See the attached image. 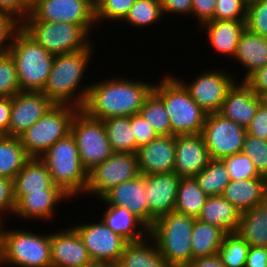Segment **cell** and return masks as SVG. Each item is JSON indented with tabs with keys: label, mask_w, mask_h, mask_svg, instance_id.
<instances>
[{
	"label": "cell",
	"mask_w": 267,
	"mask_h": 267,
	"mask_svg": "<svg viewBox=\"0 0 267 267\" xmlns=\"http://www.w3.org/2000/svg\"><path fill=\"white\" fill-rule=\"evenodd\" d=\"M90 84L86 101L81 110L89 117L105 120L110 117L139 114L146 97L153 90V83L143 80L112 76Z\"/></svg>",
	"instance_id": "cell-1"
},
{
	"label": "cell",
	"mask_w": 267,
	"mask_h": 267,
	"mask_svg": "<svg viewBox=\"0 0 267 267\" xmlns=\"http://www.w3.org/2000/svg\"><path fill=\"white\" fill-rule=\"evenodd\" d=\"M94 44L88 48L55 55L51 72L42 93L55 105H71L82 109L90 84L81 85L86 79ZM86 73V74H85ZM82 86V87H81Z\"/></svg>",
	"instance_id": "cell-2"
},
{
	"label": "cell",
	"mask_w": 267,
	"mask_h": 267,
	"mask_svg": "<svg viewBox=\"0 0 267 267\" xmlns=\"http://www.w3.org/2000/svg\"><path fill=\"white\" fill-rule=\"evenodd\" d=\"M174 74H165L153 85V92L163 101L171 124V135L200 134L207 114L191 98Z\"/></svg>",
	"instance_id": "cell-3"
},
{
	"label": "cell",
	"mask_w": 267,
	"mask_h": 267,
	"mask_svg": "<svg viewBox=\"0 0 267 267\" xmlns=\"http://www.w3.org/2000/svg\"><path fill=\"white\" fill-rule=\"evenodd\" d=\"M33 231L0 225V267H52L50 233Z\"/></svg>",
	"instance_id": "cell-4"
},
{
	"label": "cell",
	"mask_w": 267,
	"mask_h": 267,
	"mask_svg": "<svg viewBox=\"0 0 267 267\" xmlns=\"http://www.w3.org/2000/svg\"><path fill=\"white\" fill-rule=\"evenodd\" d=\"M40 159L46 164L53 184L66 195L71 199L84 195L88 172L81 163L77 144L71 133L58 140Z\"/></svg>",
	"instance_id": "cell-5"
},
{
	"label": "cell",
	"mask_w": 267,
	"mask_h": 267,
	"mask_svg": "<svg viewBox=\"0 0 267 267\" xmlns=\"http://www.w3.org/2000/svg\"><path fill=\"white\" fill-rule=\"evenodd\" d=\"M195 219L174 210L156 219L149 229V236L172 267H185L194 260L191 239Z\"/></svg>",
	"instance_id": "cell-6"
},
{
	"label": "cell",
	"mask_w": 267,
	"mask_h": 267,
	"mask_svg": "<svg viewBox=\"0 0 267 267\" xmlns=\"http://www.w3.org/2000/svg\"><path fill=\"white\" fill-rule=\"evenodd\" d=\"M8 53L15 62L20 91L42 92L55 55L43 49L21 28L14 34Z\"/></svg>",
	"instance_id": "cell-7"
},
{
	"label": "cell",
	"mask_w": 267,
	"mask_h": 267,
	"mask_svg": "<svg viewBox=\"0 0 267 267\" xmlns=\"http://www.w3.org/2000/svg\"><path fill=\"white\" fill-rule=\"evenodd\" d=\"M79 109L71 105H53L19 139L30 158H40L58 140L70 133L71 122Z\"/></svg>",
	"instance_id": "cell-8"
},
{
	"label": "cell",
	"mask_w": 267,
	"mask_h": 267,
	"mask_svg": "<svg viewBox=\"0 0 267 267\" xmlns=\"http://www.w3.org/2000/svg\"><path fill=\"white\" fill-rule=\"evenodd\" d=\"M21 29L53 55L73 53L88 48L91 34L81 25L55 22H21Z\"/></svg>",
	"instance_id": "cell-9"
},
{
	"label": "cell",
	"mask_w": 267,
	"mask_h": 267,
	"mask_svg": "<svg viewBox=\"0 0 267 267\" xmlns=\"http://www.w3.org/2000/svg\"><path fill=\"white\" fill-rule=\"evenodd\" d=\"M70 133L76 141L81 163L87 172L113 153L102 120L89 117L81 109L72 119Z\"/></svg>",
	"instance_id": "cell-10"
},
{
	"label": "cell",
	"mask_w": 267,
	"mask_h": 267,
	"mask_svg": "<svg viewBox=\"0 0 267 267\" xmlns=\"http://www.w3.org/2000/svg\"><path fill=\"white\" fill-rule=\"evenodd\" d=\"M140 175L136 153L113 152L106 160L88 172L84 195L101 199L117 185Z\"/></svg>",
	"instance_id": "cell-11"
},
{
	"label": "cell",
	"mask_w": 267,
	"mask_h": 267,
	"mask_svg": "<svg viewBox=\"0 0 267 267\" xmlns=\"http://www.w3.org/2000/svg\"><path fill=\"white\" fill-rule=\"evenodd\" d=\"M22 22H61L83 26L91 35L97 28L95 11L86 0H36Z\"/></svg>",
	"instance_id": "cell-12"
},
{
	"label": "cell",
	"mask_w": 267,
	"mask_h": 267,
	"mask_svg": "<svg viewBox=\"0 0 267 267\" xmlns=\"http://www.w3.org/2000/svg\"><path fill=\"white\" fill-rule=\"evenodd\" d=\"M211 68L200 71V74L194 76L192 81L178 80L190 93L191 98L202 108L206 113L219 112L223 101L226 98L227 91L234 84L239 81V75L230 73V70L225 68L219 69ZM213 69V70H212ZM227 70V71H225ZM238 76V78H237ZM184 81V82H183Z\"/></svg>",
	"instance_id": "cell-13"
},
{
	"label": "cell",
	"mask_w": 267,
	"mask_h": 267,
	"mask_svg": "<svg viewBox=\"0 0 267 267\" xmlns=\"http://www.w3.org/2000/svg\"><path fill=\"white\" fill-rule=\"evenodd\" d=\"M247 129L220 113H208L201 135L212 160L240 153L243 148Z\"/></svg>",
	"instance_id": "cell-14"
},
{
	"label": "cell",
	"mask_w": 267,
	"mask_h": 267,
	"mask_svg": "<svg viewBox=\"0 0 267 267\" xmlns=\"http://www.w3.org/2000/svg\"><path fill=\"white\" fill-rule=\"evenodd\" d=\"M84 222L83 220V224L81 222L73 227L83 240L90 259L116 265L128 242L114 233L102 220Z\"/></svg>",
	"instance_id": "cell-15"
},
{
	"label": "cell",
	"mask_w": 267,
	"mask_h": 267,
	"mask_svg": "<svg viewBox=\"0 0 267 267\" xmlns=\"http://www.w3.org/2000/svg\"><path fill=\"white\" fill-rule=\"evenodd\" d=\"M105 205L119 206L139 218L150 229L155 219L150 215V204L145 195V175L125 181L108 191L101 199Z\"/></svg>",
	"instance_id": "cell-16"
},
{
	"label": "cell",
	"mask_w": 267,
	"mask_h": 267,
	"mask_svg": "<svg viewBox=\"0 0 267 267\" xmlns=\"http://www.w3.org/2000/svg\"><path fill=\"white\" fill-rule=\"evenodd\" d=\"M54 104L42 93L20 91L12 97L8 136L19 137Z\"/></svg>",
	"instance_id": "cell-17"
},
{
	"label": "cell",
	"mask_w": 267,
	"mask_h": 267,
	"mask_svg": "<svg viewBox=\"0 0 267 267\" xmlns=\"http://www.w3.org/2000/svg\"><path fill=\"white\" fill-rule=\"evenodd\" d=\"M50 253L52 267H83L92 261L73 226L50 232Z\"/></svg>",
	"instance_id": "cell-18"
},
{
	"label": "cell",
	"mask_w": 267,
	"mask_h": 267,
	"mask_svg": "<svg viewBox=\"0 0 267 267\" xmlns=\"http://www.w3.org/2000/svg\"><path fill=\"white\" fill-rule=\"evenodd\" d=\"M176 135H159L138 148L139 172L142 175L173 173L175 169Z\"/></svg>",
	"instance_id": "cell-19"
},
{
	"label": "cell",
	"mask_w": 267,
	"mask_h": 267,
	"mask_svg": "<svg viewBox=\"0 0 267 267\" xmlns=\"http://www.w3.org/2000/svg\"><path fill=\"white\" fill-rule=\"evenodd\" d=\"M15 210L13 215L25 221L28 219L49 222L55 217L59 202H69L70 197L61 189H44L43 192H29L27 195H14ZM58 205V206H57ZM51 219V220H50Z\"/></svg>",
	"instance_id": "cell-20"
},
{
	"label": "cell",
	"mask_w": 267,
	"mask_h": 267,
	"mask_svg": "<svg viewBox=\"0 0 267 267\" xmlns=\"http://www.w3.org/2000/svg\"><path fill=\"white\" fill-rule=\"evenodd\" d=\"M211 160L203 136L176 135L175 169L178 177H195Z\"/></svg>",
	"instance_id": "cell-21"
},
{
	"label": "cell",
	"mask_w": 267,
	"mask_h": 267,
	"mask_svg": "<svg viewBox=\"0 0 267 267\" xmlns=\"http://www.w3.org/2000/svg\"><path fill=\"white\" fill-rule=\"evenodd\" d=\"M261 104L260 96L255 94L244 81H235L229 88L218 113L247 128Z\"/></svg>",
	"instance_id": "cell-22"
},
{
	"label": "cell",
	"mask_w": 267,
	"mask_h": 267,
	"mask_svg": "<svg viewBox=\"0 0 267 267\" xmlns=\"http://www.w3.org/2000/svg\"><path fill=\"white\" fill-rule=\"evenodd\" d=\"M179 180L174 172L145 175V195L155 220L174 211Z\"/></svg>",
	"instance_id": "cell-23"
},
{
	"label": "cell",
	"mask_w": 267,
	"mask_h": 267,
	"mask_svg": "<svg viewBox=\"0 0 267 267\" xmlns=\"http://www.w3.org/2000/svg\"><path fill=\"white\" fill-rule=\"evenodd\" d=\"M207 35L208 45L215 53L234 58L240 37L246 29L245 21L238 20H211L198 26Z\"/></svg>",
	"instance_id": "cell-24"
},
{
	"label": "cell",
	"mask_w": 267,
	"mask_h": 267,
	"mask_svg": "<svg viewBox=\"0 0 267 267\" xmlns=\"http://www.w3.org/2000/svg\"><path fill=\"white\" fill-rule=\"evenodd\" d=\"M221 196L240 213L250 210L267 199V178L231 180Z\"/></svg>",
	"instance_id": "cell-25"
},
{
	"label": "cell",
	"mask_w": 267,
	"mask_h": 267,
	"mask_svg": "<svg viewBox=\"0 0 267 267\" xmlns=\"http://www.w3.org/2000/svg\"><path fill=\"white\" fill-rule=\"evenodd\" d=\"M105 207L100 219L128 243L140 242L149 237L148 227L127 209L111 205Z\"/></svg>",
	"instance_id": "cell-26"
},
{
	"label": "cell",
	"mask_w": 267,
	"mask_h": 267,
	"mask_svg": "<svg viewBox=\"0 0 267 267\" xmlns=\"http://www.w3.org/2000/svg\"><path fill=\"white\" fill-rule=\"evenodd\" d=\"M233 59L245 70L241 78L244 81L254 71L267 65V37H262L246 28L240 37Z\"/></svg>",
	"instance_id": "cell-27"
},
{
	"label": "cell",
	"mask_w": 267,
	"mask_h": 267,
	"mask_svg": "<svg viewBox=\"0 0 267 267\" xmlns=\"http://www.w3.org/2000/svg\"><path fill=\"white\" fill-rule=\"evenodd\" d=\"M14 195L43 192L44 189H60L52 182L46 164L40 158H30L13 180Z\"/></svg>",
	"instance_id": "cell-28"
},
{
	"label": "cell",
	"mask_w": 267,
	"mask_h": 267,
	"mask_svg": "<svg viewBox=\"0 0 267 267\" xmlns=\"http://www.w3.org/2000/svg\"><path fill=\"white\" fill-rule=\"evenodd\" d=\"M116 267L172 266L162 257L161 253L158 250L157 244L149 236L140 242L127 243L120 255Z\"/></svg>",
	"instance_id": "cell-29"
},
{
	"label": "cell",
	"mask_w": 267,
	"mask_h": 267,
	"mask_svg": "<svg viewBox=\"0 0 267 267\" xmlns=\"http://www.w3.org/2000/svg\"><path fill=\"white\" fill-rule=\"evenodd\" d=\"M240 214V211L221 195L208 196L197 219L230 233L237 231Z\"/></svg>",
	"instance_id": "cell-30"
},
{
	"label": "cell",
	"mask_w": 267,
	"mask_h": 267,
	"mask_svg": "<svg viewBox=\"0 0 267 267\" xmlns=\"http://www.w3.org/2000/svg\"><path fill=\"white\" fill-rule=\"evenodd\" d=\"M236 232L249 246L267 247V199L240 214Z\"/></svg>",
	"instance_id": "cell-31"
},
{
	"label": "cell",
	"mask_w": 267,
	"mask_h": 267,
	"mask_svg": "<svg viewBox=\"0 0 267 267\" xmlns=\"http://www.w3.org/2000/svg\"><path fill=\"white\" fill-rule=\"evenodd\" d=\"M225 234L221 228L195 219L191 239L193 259L218 255Z\"/></svg>",
	"instance_id": "cell-32"
},
{
	"label": "cell",
	"mask_w": 267,
	"mask_h": 267,
	"mask_svg": "<svg viewBox=\"0 0 267 267\" xmlns=\"http://www.w3.org/2000/svg\"><path fill=\"white\" fill-rule=\"evenodd\" d=\"M207 198L195 177H181L174 210L197 219Z\"/></svg>",
	"instance_id": "cell-33"
},
{
	"label": "cell",
	"mask_w": 267,
	"mask_h": 267,
	"mask_svg": "<svg viewBox=\"0 0 267 267\" xmlns=\"http://www.w3.org/2000/svg\"><path fill=\"white\" fill-rule=\"evenodd\" d=\"M102 122L113 152L136 153L131 116L110 117Z\"/></svg>",
	"instance_id": "cell-34"
},
{
	"label": "cell",
	"mask_w": 267,
	"mask_h": 267,
	"mask_svg": "<svg viewBox=\"0 0 267 267\" xmlns=\"http://www.w3.org/2000/svg\"><path fill=\"white\" fill-rule=\"evenodd\" d=\"M29 159L19 137L0 136V176L14 180Z\"/></svg>",
	"instance_id": "cell-35"
},
{
	"label": "cell",
	"mask_w": 267,
	"mask_h": 267,
	"mask_svg": "<svg viewBox=\"0 0 267 267\" xmlns=\"http://www.w3.org/2000/svg\"><path fill=\"white\" fill-rule=\"evenodd\" d=\"M199 187L207 196L221 195L231 181L224 163L221 160H210L208 165L195 176Z\"/></svg>",
	"instance_id": "cell-36"
},
{
	"label": "cell",
	"mask_w": 267,
	"mask_h": 267,
	"mask_svg": "<svg viewBox=\"0 0 267 267\" xmlns=\"http://www.w3.org/2000/svg\"><path fill=\"white\" fill-rule=\"evenodd\" d=\"M164 18L160 0H136L123 20L134 28H147Z\"/></svg>",
	"instance_id": "cell-37"
},
{
	"label": "cell",
	"mask_w": 267,
	"mask_h": 267,
	"mask_svg": "<svg viewBox=\"0 0 267 267\" xmlns=\"http://www.w3.org/2000/svg\"><path fill=\"white\" fill-rule=\"evenodd\" d=\"M139 114L158 135H171V124L166 108L153 91L146 97Z\"/></svg>",
	"instance_id": "cell-38"
},
{
	"label": "cell",
	"mask_w": 267,
	"mask_h": 267,
	"mask_svg": "<svg viewBox=\"0 0 267 267\" xmlns=\"http://www.w3.org/2000/svg\"><path fill=\"white\" fill-rule=\"evenodd\" d=\"M249 244L237 233H226L218 256L224 267H245Z\"/></svg>",
	"instance_id": "cell-39"
},
{
	"label": "cell",
	"mask_w": 267,
	"mask_h": 267,
	"mask_svg": "<svg viewBox=\"0 0 267 267\" xmlns=\"http://www.w3.org/2000/svg\"><path fill=\"white\" fill-rule=\"evenodd\" d=\"M224 163L231 180L262 177L252 160L242 152L221 159Z\"/></svg>",
	"instance_id": "cell-40"
},
{
	"label": "cell",
	"mask_w": 267,
	"mask_h": 267,
	"mask_svg": "<svg viewBox=\"0 0 267 267\" xmlns=\"http://www.w3.org/2000/svg\"><path fill=\"white\" fill-rule=\"evenodd\" d=\"M20 92L15 62L10 54H0V97H13Z\"/></svg>",
	"instance_id": "cell-41"
},
{
	"label": "cell",
	"mask_w": 267,
	"mask_h": 267,
	"mask_svg": "<svg viewBox=\"0 0 267 267\" xmlns=\"http://www.w3.org/2000/svg\"><path fill=\"white\" fill-rule=\"evenodd\" d=\"M241 152L252 160L258 173L267 178V140L246 134Z\"/></svg>",
	"instance_id": "cell-42"
},
{
	"label": "cell",
	"mask_w": 267,
	"mask_h": 267,
	"mask_svg": "<svg viewBox=\"0 0 267 267\" xmlns=\"http://www.w3.org/2000/svg\"><path fill=\"white\" fill-rule=\"evenodd\" d=\"M136 0H107L95 11L96 25L99 22H123Z\"/></svg>",
	"instance_id": "cell-43"
},
{
	"label": "cell",
	"mask_w": 267,
	"mask_h": 267,
	"mask_svg": "<svg viewBox=\"0 0 267 267\" xmlns=\"http://www.w3.org/2000/svg\"><path fill=\"white\" fill-rule=\"evenodd\" d=\"M245 22L248 30L267 37V0H261L248 6Z\"/></svg>",
	"instance_id": "cell-44"
},
{
	"label": "cell",
	"mask_w": 267,
	"mask_h": 267,
	"mask_svg": "<svg viewBox=\"0 0 267 267\" xmlns=\"http://www.w3.org/2000/svg\"><path fill=\"white\" fill-rule=\"evenodd\" d=\"M247 8L243 0H217L212 20L246 21Z\"/></svg>",
	"instance_id": "cell-45"
},
{
	"label": "cell",
	"mask_w": 267,
	"mask_h": 267,
	"mask_svg": "<svg viewBox=\"0 0 267 267\" xmlns=\"http://www.w3.org/2000/svg\"><path fill=\"white\" fill-rule=\"evenodd\" d=\"M21 28V22L9 13L0 11V54L7 53L14 34Z\"/></svg>",
	"instance_id": "cell-46"
},
{
	"label": "cell",
	"mask_w": 267,
	"mask_h": 267,
	"mask_svg": "<svg viewBox=\"0 0 267 267\" xmlns=\"http://www.w3.org/2000/svg\"><path fill=\"white\" fill-rule=\"evenodd\" d=\"M131 127L136 137V152L139 147L148 144L159 136L140 114L131 116Z\"/></svg>",
	"instance_id": "cell-47"
},
{
	"label": "cell",
	"mask_w": 267,
	"mask_h": 267,
	"mask_svg": "<svg viewBox=\"0 0 267 267\" xmlns=\"http://www.w3.org/2000/svg\"><path fill=\"white\" fill-rule=\"evenodd\" d=\"M14 210L15 199L13 180L0 176V225L4 223L7 214L13 216Z\"/></svg>",
	"instance_id": "cell-48"
},
{
	"label": "cell",
	"mask_w": 267,
	"mask_h": 267,
	"mask_svg": "<svg viewBox=\"0 0 267 267\" xmlns=\"http://www.w3.org/2000/svg\"><path fill=\"white\" fill-rule=\"evenodd\" d=\"M217 0H193L191 16L194 15L198 25H202L214 18V10Z\"/></svg>",
	"instance_id": "cell-49"
},
{
	"label": "cell",
	"mask_w": 267,
	"mask_h": 267,
	"mask_svg": "<svg viewBox=\"0 0 267 267\" xmlns=\"http://www.w3.org/2000/svg\"><path fill=\"white\" fill-rule=\"evenodd\" d=\"M246 129L247 134L267 140V107L260 104L255 116Z\"/></svg>",
	"instance_id": "cell-50"
},
{
	"label": "cell",
	"mask_w": 267,
	"mask_h": 267,
	"mask_svg": "<svg viewBox=\"0 0 267 267\" xmlns=\"http://www.w3.org/2000/svg\"><path fill=\"white\" fill-rule=\"evenodd\" d=\"M0 11L11 14L22 22L31 11V4L27 0H0Z\"/></svg>",
	"instance_id": "cell-51"
},
{
	"label": "cell",
	"mask_w": 267,
	"mask_h": 267,
	"mask_svg": "<svg viewBox=\"0 0 267 267\" xmlns=\"http://www.w3.org/2000/svg\"><path fill=\"white\" fill-rule=\"evenodd\" d=\"M162 5L163 15L168 16V13L180 16H191L193 0H160Z\"/></svg>",
	"instance_id": "cell-52"
},
{
	"label": "cell",
	"mask_w": 267,
	"mask_h": 267,
	"mask_svg": "<svg viewBox=\"0 0 267 267\" xmlns=\"http://www.w3.org/2000/svg\"><path fill=\"white\" fill-rule=\"evenodd\" d=\"M244 82L258 96L267 92V65L254 71L244 80Z\"/></svg>",
	"instance_id": "cell-53"
},
{
	"label": "cell",
	"mask_w": 267,
	"mask_h": 267,
	"mask_svg": "<svg viewBox=\"0 0 267 267\" xmlns=\"http://www.w3.org/2000/svg\"><path fill=\"white\" fill-rule=\"evenodd\" d=\"M245 267H267V247L250 246Z\"/></svg>",
	"instance_id": "cell-54"
},
{
	"label": "cell",
	"mask_w": 267,
	"mask_h": 267,
	"mask_svg": "<svg viewBox=\"0 0 267 267\" xmlns=\"http://www.w3.org/2000/svg\"><path fill=\"white\" fill-rule=\"evenodd\" d=\"M12 97H0V136H8Z\"/></svg>",
	"instance_id": "cell-55"
},
{
	"label": "cell",
	"mask_w": 267,
	"mask_h": 267,
	"mask_svg": "<svg viewBox=\"0 0 267 267\" xmlns=\"http://www.w3.org/2000/svg\"><path fill=\"white\" fill-rule=\"evenodd\" d=\"M185 267H224L218 255L212 257L194 259Z\"/></svg>",
	"instance_id": "cell-56"
},
{
	"label": "cell",
	"mask_w": 267,
	"mask_h": 267,
	"mask_svg": "<svg viewBox=\"0 0 267 267\" xmlns=\"http://www.w3.org/2000/svg\"><path fill=\"white\" fill-rule=\"evenodd\" d=\"M83 267H116V265L106 263V262L91 261L89 264H87Z\"/></svg>",
	"instance_id": "cell-57"
},
{
	"label": "cell",
	"mask_w": 267,
	"mask_h": 267,
	"mask_svg": "<svg viewBox=\"0 0 267 267\" xmlns=\"http://www.w3.org/2000/svg\"><path fill=\"white\" fill-rule=\"evenodd\" d=\"M106 1L107 0H92V2L90 3V6L94 11H96Z\"/></svg>",
	"instance_id": "cell-58"
},
{
	"label": "cell",
	"mask_w": 267,
	"mask_h": 267,
	"mask_svg": "<svg viewBox=\"0 0 267 267\" xmlns=\"http://www.w3.org/2000/svg\"><path fill=\"white\" fill-rule=\"evenodd\" d=\"M261 104L267 107V92L260 95Z\"/></svg>",
	"instance_id": "cell-59"
},
{
	"label": "cell",
	"mask_w": 267,
	"mask_h": 267,
	"mask_svg": "<svg viewBox=\"0 0 267 267\" xmlns=\"http://www.w3.org/2000/svg\"><path fill=\"white\" fill-rule=\"evenodd\" d=\"M247 6H250L251 4H254L256 2H259L261 0H243Z\"/></svg>",
	"instance_id": "cell-60"
},
{
	"label": "cell",
	"mask_w": 267,
	"mask_h": 267,
	"mask_svg": "<svg viewBox=\"0 0 267 267\" xmlns=\"http://www.w3.org/2000/svg\"><path fill=\"white\" fill-rule=\"evenodd\" d=\"M31 5L36 1V0H27Z\"/></svg>",
	"instance_id": "cell-61"
}]
</instances>
